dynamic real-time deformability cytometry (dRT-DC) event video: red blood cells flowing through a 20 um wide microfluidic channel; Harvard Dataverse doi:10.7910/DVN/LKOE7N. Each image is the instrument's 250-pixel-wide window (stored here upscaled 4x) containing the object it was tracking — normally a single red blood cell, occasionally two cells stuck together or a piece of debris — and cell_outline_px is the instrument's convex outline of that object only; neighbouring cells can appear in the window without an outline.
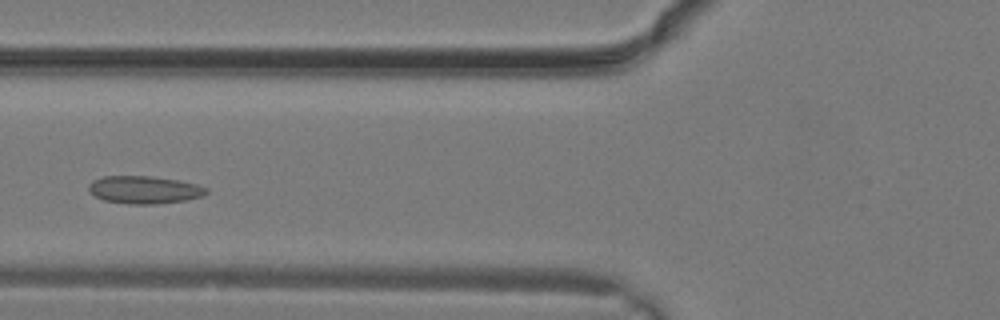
{"species": "common noctule bat (a hibernating species)", "species_latin": "Nyctalus noctula", "temperature_condition": "warm", "stored_images_in_passage": 18, "camera_frame_rate_fps": 3000, "um_per_image_px": 0.085, "animal": {"sex": "male", "body_mass_g": 19.2, "forearm_length_mm": 51.8}, "frame": {"image": 1, "passage_image": 8, "time_ms": 2.333, "image_size_px": [1000, 320], "cell_outline_px": [[208, 192], [200, 196], [184, 200], [152, 204], [128, 204], [104, 200], [88, 192], [88, 184], [92, 180], [104, 176], [152, 176], [176, 180], [196, 184], [208, 188]], "centroid_in_image_um": [12.21, 16.12], "position_along_channel_um": 113.6, "area_um2": 18.84}}
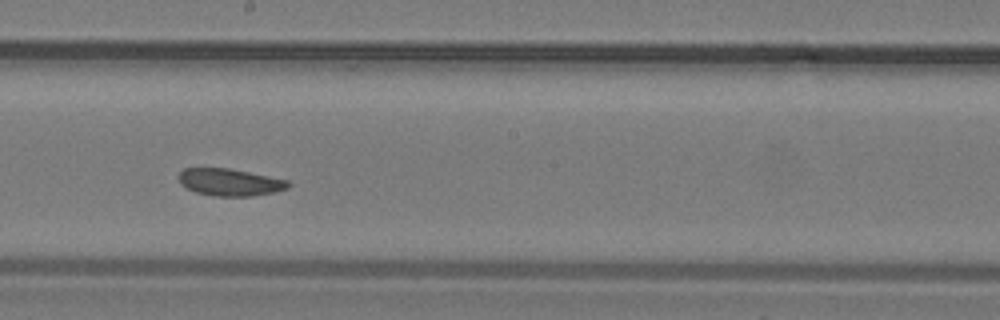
{"frame": {"image": 2, "passage_image": 13, "time_ms": 4.0, "image_size_px": [1000, 320], "cell_outline_px": [[292, 184], [288, 188], [272, 192], [252, 196], [216, 196], [196, 192], [180, 184], [176, 176], [184, 168], [228, 168], [288, 180]], "centroid_in_image_um": [19.51, 15.48], "position_along_channel_um": 228.7, "area_um2": 17.28}}
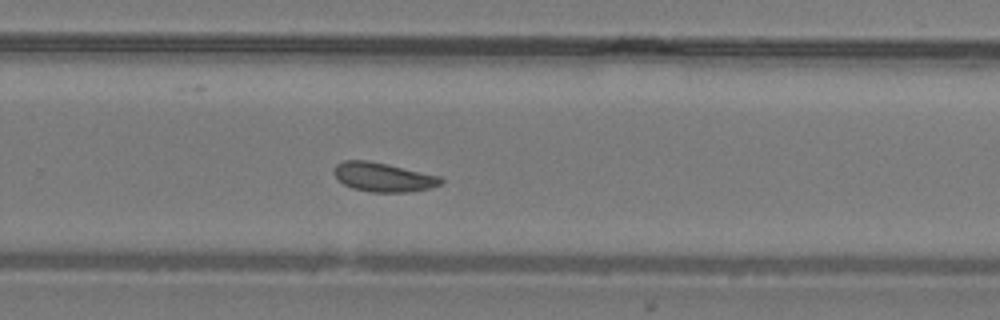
{"frame": {"image": 3, "passage_image": 16, "time_ms": 5.0, "image_size_px": [1000, 320], "cell_outline_px": [[444, 180], [440, 184], [428, 188], [408, 192], [372, 192], [352, 188], [336, 180], [332, 172], [336, 164], [344, 160], [368, 160], [388, 164], [440, 176]], "centroid_in_image_um": [32.52, 15.05], "position_along_channel_um": 297.3, "area_um2": 18.21}}